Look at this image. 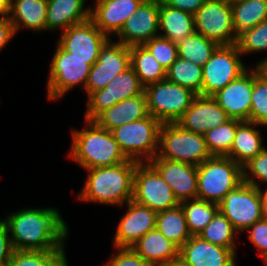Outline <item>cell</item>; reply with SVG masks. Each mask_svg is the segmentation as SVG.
Returning <instances> with one entry per match:
<instances>
[{
  "instance_id": "3957f363",
  "label": "cell",
  "mask_w": 267,
  "mask_h": 266,
  "mask_svg": "<svg viewBox=\"0 0 267 266\" xmlns=\"http://www.w3.org/2000/svg\"><path fill=\"white\" fill-rule=\"evenodd\" d=\"M84 128L72 131L68 157L82 169L114 166L129 159L118 146L111 131L103 129L94 120L85 119Z\"/></svg>"
},
{
  "instance_id": "1f68e13d",
  "label": "cell",
  "mask_w": 267,
  "mask_h": 266,
  "mask_svg": "<svg viewBox=\"0 0 267 266\" xmlns=\"http://www.w3.org/2000/svg\"><path fill=\"white\" fill-rule=\"evenodd\" d=\"M184 212L191 235H198L219 211L217 203L201 199H190L179 203Z\"/></svg>"
},
{
  "instance_id": "8d00e7d4",
  "label": "cell",
  "mask_w": 267,
  "mask_h": 266,
  "mask_svg": "<svg viewBox=\"0 0 267 266\" xmlns=\"http://www.w3.org/2000/svg\"><path fill=\"white\" fill-rule=\"evenodd\" d=\"M240 122L238 119H230L204 134L206 146L212 156H226L230 152Z\"/></svg>"
},
{
  "instance_id": "4dcf8cb0",
  "label": "cell",
  "mask_w": 267,
  "mask_h": 266,
  "mask_svg": "<svg viewBox=\"0 0 267 266\" xmlns=\"http://www.w3.org/2000/svg\"><path fill=\"white\" fill-rule=\"evenodd\" d=\"M156 228L179 248L192 236L180 205L157 213Z\"/></svg>"
},
{
  "instance_id": "d590c367",
  "label": "cell",
  "mask_w": 267,
  "mask_h": 266,
  "mask_svg": "<svg viewBox=\"0 0 267 266\" xmlns=\"http://www.w3.org/2000/svg\"><path fill=\"white\" fill-rule=\"evenodd\" d=\"M7 266H69L65 250H14Z\"/></svg>"
},
{
  "instance_id": "f1b7e54d",
  "label": "cell",
  "mask_w": 267,
  "mask_h": 266,
  "mask_svg": "<svg viewBox=\"0 0 267 266\" xmlns=\"http://www.w3.org/2000/svg\"><path fill=\"white\" fill-rule=\"evenodd\" d=\"M130 66L144 88L166 79L165 68L144 45L130 46Z\"/></svg>"
},
{
  "instance_id": "cb8c5ba5",
  "label": "cell",
  "mask_w": 267,
  "mask_h": 266,
  "mask_svg": "<svg viewBox=\"0 0 267 266\" xmlns=\"http://www.w3.org/2000/svg\"><path fill=\"white\" fill-rule=\"evenodd\" d=\"M85 3L86 0H48L46 31L60 29L64 32L90 19L91 6L85 8Z\"/></svg>"
},
{
  "instance_id": "f546056e",
  "label": "cell",
  "mask_w": 267,
  "mask_h": 266,
  "mask_svg": "<svg viewBox=\"0 0 267 266\" xmlns=\"http://www.w3.org/2000/svg\"><path fill=\"white\" fill-rule=\"evenodd\" d=\"M233 28L238 37L267 20V0H239L231 3Z\"/></svg>"
},
{
  "instance_id": "9a60e30c",
  "label": "cell",
  "mask_w": 267,
  "mask_h": 266,
  "mask_svg": "<svg viewBox=\"0 0 267 266\" xmlns=\"http://www.w3.org/2000/svg\"><path fill=\"white\" fill-rule=\"evenodd\" d=\"M260 73L258 66L248 69L212 95L231 119L249 121L253 81Z\"/></svg>"
},
{
  "instance_id": "4fadbf2b",
  "label": "cell",
  "mask_w": 267,
  "mask_h": 266,
  "mask_svg": "<svg viewBox=\"0 0 267 266\" xmlns=\"http://www.w3.org/2000/svg\"><path fill=\"white\" fill-rule=\"evenodd\" d=\"M144 92L135 71L130 66L116 75L109 84L98 91L91 92L87 97V108L84 118L94 120L105 109L129 97L138 96Z\"/></svg>"
},
{
  "instance_id": "b9f144b4",
  "label": "cell",
  "mask_w": 267,
  "mask_h": 266,
  "mask_svg": "<svg viewBox=\"0 0 267 266\" xmlns=\"http://www.w3.org/2000/svg\"><path fill=\"white\" fill-rule=\"evenodd\" d=\"M249 241L259 251L258 255L262 257L267 256V219L262 218L258 222H255L247 230Z\"/></svg>"
},
{
  "instance_id": "277c9868",
  "label": "cell",
  "mask_w": 267,
  "mask_h": 266,
  "mask_svg": "<svg viewBox=\"0 0 267 266\" xmlns=\"http://www.w3.org/2000/svg\"><path fill=\"white\" fill-rule=\"evenodd\" d=\"M243 182V167L226 156H212L197 166V198L219 204Z\"/></svg>"
},
{
  "instance_id": "8fae6325",
  "label": "cell",
  "mask_w": 267,
  "mask_h": 266,
  "mask_svg": "<svg viewBox=\"0 0 267 266\" xmlns=\"http://www.w3.org/2000/svg\"><path fill=\"white\" fill-rule=\"evenodd\" d=\"M132 200L149 207L156 213L179 205L170 185L148 162L138 163L136 166Z\"/></svg>"
},
{
  "instance_id": "d4e9b609",
  "label": "cell",
  "mask_w": 267,
  "mask_h": 266,
  "mask_svg": "<svg viewBox=\"0 0 267 266\" xmlns=\"http://www.w3.org/2000/svg\"><path fill=\"white\" fill-rule=\"evenodd\" d=\"M131 248L150 266H164L178 257L180 250L157 228L146 233Z\"/></svg>"
},
{
  "instance_id": "ac0fdd59",
  "label": "cell",
  "mask_w": 267,
  "mask_h": 266,
  "mask_svg": "<svg viewBox=\"0 0 267 266\" xmlns=\"http://www.w3.org/2000/svg\"><path fill=\"white\" fill-rule=\"evenodd\" d=\"M159 0H145L116 35L125 46L143 45L159 36Z\"/></svg>"
},
{
  "instance_id": "d6a6232c",
  "label": "cell",
  "mask_w": 267,
  "mask_h": 266,
  "mask_svg": "<svg viewBox=\"0 0 267 266\" xmlns=\"http://www.w3.org/2000/svg\"><path fill=\"white\" fill-rule=\"evenodd\" d=\"M219 45L199 33L177 43L178 57L203 67Z\"/></svg>"
},
{
  "instance_id": "f907efd6",
  "label": "cell",
  "mask_w": 267,
  "mask_h": 266,
  "mask_svg": "<svg viewBox=\"0 0 267 266\" xmlns=\"http://www.w3.org/2000/svg\"><path fill=\"white\" fill-rule=\"evenodd\" d=\"M255 66H258L261 72L267 77V56L266 58L259 60Z\"/></svg>"
},
{
  "instance_id": "e575fe53",
  "label": "cell",
  "mask_w": 267,
  "mask_h": 266,
  "mask_svg": "<svg viewBox=\"0 0 267 266\" xmlns=\"http://www.w3.org/2000/svg\"><path fill=\"white\" fill-rule=\"evenodd\" d=\"M237 235L238 232L233 228L231 222L220 211L216 213L213 220L198 234L203 240L232 249L235 253Z\"/></svg>"
},
{
  "instance_id": "f5cc1de1",
  "label": "cell",
  "mask_w": 267,
  "mask_h": 266,
  "mask_svg": "<svg viewBox=\"0 0 267 266\" xmlns=\"http://www.w3.org/2000/svg\"><path fill=\"white\" fill-rule=\"evenodd\" d=\"M263 261L267 265V256L263 258Z\"/></svg>"
},
{
  "instance_id": "7402d4cb",
  "label": "cell",
  "mask_w": 267,
  "mask_h": 266,
  "mask_svg": "<svg viewBox=\"0 0 267 266\" xmlns=\"http://www.w3.org/2000/svg\"><path fill=\"white\" fill-rule=\"evenodd\" d=\"M191 266H236V253L229 248L212 244L198 235H192L179 250Z\"/></svg>"
},
{
  "instance_id": "603a6c76",
  "label": "cell",
  "mask_w": 267,
  "mask_h": 266,
  "mask_svg": "<svg viewBox=\"0 0 267 266\" xmlns=\"http://www.w3.org/2000/svg\"><path fill=\"white\" fill-rule=\"evenodd\" d=\"M149 115L146 94L122 100L101 112L94 121L103 129L112 131L116 127L141 120Z\"/></svg>"
},
{
  "instance_id": "f35d334b",
  "label": "cell",
  "mask_w": 267,
  "mask_h": 266,
  "mask_svg": "<svg viewBox=\"0 0 267 266\" xmlns=\"http://www.w3.org/2000/svg\"><path fill=\"white\" fill-rule=\"evenodd\" d=\"M237 46L242 56L267 51V20L241 33Z\"/></svg>"
},
{
  "instance_id": "7bdbcfd3",
  "label": "cell",
  "mask_w": 267,
  "mask_h": 266,
  "mask_svg": "<svg viewBox=\"0 0 267 266\" xmlns=\"http://www.w3.org/2000/svg\"><path fill=\"white\" fill-rule=\"evenodd\" d=\"M118 251L112 255L104 266H150L132 248H116Z\"/></svg>"
},
{
  "instance_id": "ab89813d",
  "label": "cell",
  "mask_w": 267,
  "mask_h": 266,
  "mask_svg": "<svg viewBox=\"0 0 267 266\" xmlns=\"http://www.w3.org/2000/svg\"><path fill=\"white\" fill-rule=\"evenodd\" d=\"M167 71L178 57L177 43L162 36L153 37L143 44Z\"/></svg>"
},
{
  "instance_id": "d6986e66",
  "label": "cell",
  "mask_w": 267,
  "mask_h": 266,
  "mask_svg": "<svg viewBox=\"0 0 267 266\" xmlns=\"http://www.w3.org/2000/svg\"><path fill=\"white\" fill-rule=\"evenodd\" d=\"M148 163L170 185L179 203L185 200L197 199V166L184 162L170 161L157 156Z\"/></svg>"
},
{
  "instance_id": "7dc6e473",
  "label": "cell",
  "mask_w": 267,
  "mask_h": 266,
  "mask_svg": "<svg viewBox=\"0 0 267 266\" xmlns=\"http://www.w3.org/2000/svg\"><path fill=\"white\" fill-rule=\"evenodd\" d=\"M11 0H0V17H9Z\"/></svg>"
},
{
  "instance_id": "c3c4849f",
  "label": "cell",
  "mask_w": 267,
  "mask_h": 266,
  "mask_svg": "<svg viewBox=\"0 0 267 266\" xmlns=\"http://www.w3.org/2000/svg\"><path fill=\"white\" fill-rule=\"evenodd\" d=\"M261 200H262V213L263 218L267 219V186L264 191L260 188Z\"/></svg>"
},
{
  "instance_id": "9c48e42d",
  "label": "cell",
  "mask_w": 267,
  "mask_h": 266,
  "mask_svg": "<svg viewBox=\"0 0 267 266\" xmlns=\"http://www.w3.org/2000/svg\"><path fill=\"white\" fill-rule=\"evenodd\" d=\"M241 56L237 44L217 47L203 66V96H212L248 70Z\"/></svg>"
},
{
  "instance_id": "ee69618b",
  "label": "cell",
  "mask_w": 267,
  "mask_h": 266,
  "mask_svg": "<svg viewBox=\"0 0 267 266\" xmlns=\"http://www.w3.org/2000/svg\"><path fill=\"white\" fill-rule=\"evenodd\" d=\"M7 225L0 219V266H7L13 254V246Z\"/></svg>"
},
{
  "instance_id": "7a4b0ae2",
  "label": "cell",
  "mask_w": 267,
  "mask_h": 266,
  "mask_svg": "<svg viewBox=\"0 0 267 266\" xmlns=\"http://www.w3.org/2000/svg\"><path fill=\"white\" fill-rule=\"evenodd\" d=\"M139 162H126L106 167L86 169L87 178L78 200L123 206L133 198L134 173Z\"/></svg>"
},
{
  "instance_id": "8992f818",
  "label": "cell",
  "mask_w": 267,
  "mask_h": 266,
  "mask_svg": "<svg viewBox=\"0 0 267 266\" xmlns=\"http://www.w3.org/2000/svg\"><path fill=\"white\" fill-rule=\"evenodd\" d=\"M161 126L162 123L149 114L141 120L116 127L111 132L128 159L145 163L157 155Z\"/></svg>"
},
{
  "instance_id": "7c38bea8",
  "label": "cell",
  "mask_w": 267,
  "mask_h": 266,
  "mask_svg": "<svg viewBox=\"0 0 267 266\" xmlns=\"http://www.w3.org/2000/svg\"><path fill=\"white\" fill-rule=\"evenodd\" d=\"M195 32L218 45L237 44L231 4L223 0H206L193 15Z\"/></svg>"
},
{
  "instance_id": "74e56055",
  "label": "cell",
  "mask_w": 267,
  "mask_h": 266,
  "mask_svg": "<svg viewBox=\"0 0 267 266\" xmlns=\"http://www.w3.org/2000/svg\"><path fill=\"white\" fill-rule=\"evenodd\" d=\"M249 121L267 126V77L262 72L253 81Z\"/></svg>"
},
{
  "instance_id": "6da1fadb",
  "label": "cell",
  "mask_w": 267,
  "mask_h": 266,
  "mask_svg": "<svg viewBox=\"0 0 267 266\" xmlns=\"http://www.w3.org/2000/svg\"><path fill=\"white\" fill-rule=\"evenodd\" d=\"M4 219L14 250H64L69 229L56 208H25Z\"/></svg>"
},
{
  "instance_id": "5b68a950",
  "label": "cell",
  "mask_w": 267,
  "mask_h": 266,
  "mask_svg": "<svg viewBox=\"0 0 267 266\" xmlns=\"http://www.w3.org/2000/svg\"><path fill=\"white\" fill-rule=\"evenodd\" d=\"M156 156L195 166L212 157L204 135L185 130L177 123H162Z\"/></svg>"
},
{
  "instance_id": "e0dca14e",
  "label": "cell",
  "mask_w": 267,
  "mask_h": 266,
  "mask_svg": "<svg viewBox=\"0 0 267 266\" xmlns=\"http://www.w3.org/2000/svg\"><path fill=\"white\" fill-rule=\"evenodd\" d=\"M126 205L127 211L120 218L112 239L115 248H131L141 237L156 228V212L132 199Z\"/></svg>"
},
{
  "instance_id": "60d3db41",
  "label": "cell",
  "mask_w": 267,
  "mask_h": 266,
  "mask_svg": "<svg viewBox=\"0 0 267 266\" xmlns=\"http://www.w3.org/2000/svg\"><path fill=\"white\" fill-rule=\"evenodd\" d=\"M252 175V177H251ZM267 184V149L264 148L259 154L243 166V182L261 188L260 181Z\"/></svg>"
},
{
  "instance_id": "2e32d148",
  "label": "cell",
  "mask_w": 267,
  "mask_h": 266,
  "mask_svg": "<svg viewBox=\"0 0 267 266\" xmlns=\"http://www.w3.org/2000/svg\"><path fill=\"white\" fill-rule=\"evenodd\" d=\"M109 39L91 19L75 24L62 32L58 43L72 57L98 59L102 46Z\"/></svg>"
},
{
  "instance_id": "ba28073f",
  "label": "cell",
  "mask_w": 267,
  "mask_h": 266,
  "mask_svg": "<svg viewBox=\"0 0 267 266\" xmlns=\"http://www.w3.org/2000/svg\"><path fill=\"white\" fill-rule=\"evenodd\" d=\"M148 113L161 123H176L190 107L196 94L167 79L144 88Z\"/></svg>"
},
{
  "instance_id": "52a82bcc",
  "label": "cell",
  "mask_w": 267,
  "mask_h": 266,
  "mask_svg": "<svg viewBox=\"0 0 267 266\" xmlns=\"http://www.w3.org/2000/svg\"><path fill=\"white\" fill-rule=\"evenodd\" d=\"M50 63L47 81V99L59 100L77 85H85L91 66L97 59H79L65 51L58 43Z\"/></svg>"
},
{
  "instance_id": "bcb514c9",
  "label": "cell",
  "mask_w": 267,
  "mask_h": 266,
  "mask_svg": "<svg viewBox=\"0 0 267 266\" xmlns=\"http://www.w3.org/2000/svg\"><path fill=\"white\" fill-rule=\"evenodd\" d=\"M15 36L12 22L9 17H0V51Z\"/></svg>"
},
{
  "instance_id": "484cf974",
  "label": "cell",
  "mask_w": 267,
  "mask_h": 266,
  "mask_svg": "<svg viewBox=\"0 0 267 266\" xmlns=\"http://www.w3.org/2000/svg\"><path fill=\"white\" fill-rule=\"evenodd\" d=\"M48 0H11L9 18L15 35L20 29L46 31Z\"/></svg>"
},
{
  "instance_id": "5bb4252c",
  "label": "cell",
  "mask_w": 267,
  "mask_h": 266,
  "mask_svg": "<svg viewBox=\"0 0 267 266\" xmlns=\"http://www.w3.org/2000/svg\"><path fill=\"white\" fill-rule=\"evenodd\" d=\"M130 67V47L109 38L102 46L97 61L91 66L85 85L88 96L105 88L119 73Z\"/></svg>"
},
{
  "instance_id": "816d5d0a",
  "label": "cell",
  "mask_w": 267,
  "mask_h": 266,
  "mask_svg": "<svg viewBox=\"0 0 267 266\" xmlns=\"http://www.w3.org/2000/svg\"><path fill=\"white\" fill-rule=\"evenodd\" d=\"M223 1H225V2H228V3H233V2H236V1H239V0H223Z\"/></svg>"
},
{
  "instance_id": "30bf717a",
  "label": "cell",
  "mask_w": 267,
  "mask_h": 266,
  "mask_svg": "<svg viewBox=\"0 0 267 266\" xmlns=\"http://www.w3.org/2000/svg\"><path fill=\"white\" fill-rule=\"evenodd\" d=\"M218 206L238 233L263 218L260 189L245 182L227 193Z\"/></svg>"
},
{
  "instance_id": "44dd1931",
  "label": "cell",
  "mask_w": 267,
  "mask_h": 266,
  "mask_svg": "<svg viewBox=\"0 0 267 266\" xmlns=\"http://www.w3.org/2000/svg\"><path fill=\"white\" fill-rule=\"evenodd\" d=\"M145 0H96L90 19L109 38L119 33L127 19Z\"/></svg>"
},
{
  "instance_id": "681fc988",
  "label": "cell",
  "mask_w": 267,
  "mask_h": 266,
  "mask_svg": "<svg viewBox=\"0 0 267 266\" xmlns=\"http://www.w3.org/2000/svg\"><path fill=\"white\" fill-rule=\"evenodd\" d=\"M164 266H191V265H189L181 256H178L172 259L170 262H168Z\"/></svg>"
},
{
  "instance_id": "ffe728a7",
  "label": "cell",
  "mask_w": 267,
  "mask_h": 266,
  "mask_svg": "<svg viewBox=\"0 0 267 266\" xmlns=\"http://www.w3.org/2000/svg\"><path fill=\"white\" fill-rule=\"evenodd\" d=\"M231 118L212 96L196 95L182 117L176 122L183 129L204 135Z\"/></svg>"
},
{
  "instance_id": "83f0119b",
  "label": "cell",
  "mask_w": 267,
  "mask_h": 266,
  "mask_svg": "<svg viewBox=\"0 0 267 266\" xmlns=\"http://www.w3.org/2000/svg\"><path fill=\"white\" fill-rule=\"evenodd\" d=\"M158 23L159 36L168 38L174 43H178L195 33L192 14L165 5L161 0H159Z\"/></svg>"
},
{
  "instance_id": "836d02e7",
  "label": "cell",
  "mask_w": 267,
  "mask_h": 266,
  "mask_svg": "<svg viewBox=\"0 0 267 266\" xmlns=\"http://www.w3.org/2000/svg\"><path fill=\"white\" fill-rule=\"evenodd\" d=\"M203 67L194 62L177 57L166 71V79L190 89L196 95H202Z\"/></svg>"
},
{
  "instance_id": "4316f807",
  "label": "cell",
  "mask_w": 267,
  "mask_h": 266,
  "mask_svg": "<svg viewBox=\"0 0 267 266\" xmlns=\"http://www.w3.org/2000/svg\"><path fill=\"white\" fill-rule=\"evenodd\" d=\"M260 124L251 121H241L237 126V132L226 157L231 158L242 167L259 154L265 147L261 131L256 129Z\"/></svg>"
},
{
  "instance_id": "f6af8a7d",
  "label": "cell",
  "mask_w": 267,
  "mask_h": 266,
  "mask_svg": "<svg viewBox=\"0 0 267 266\" xmlns=\"http://www.w3.org/2000/svg\"><path fill=\"white\" fill-rule=\"evenodd\" d=\"M165 5L194 15L206 0H161Z\"/></svg>"
}]
</instances>
